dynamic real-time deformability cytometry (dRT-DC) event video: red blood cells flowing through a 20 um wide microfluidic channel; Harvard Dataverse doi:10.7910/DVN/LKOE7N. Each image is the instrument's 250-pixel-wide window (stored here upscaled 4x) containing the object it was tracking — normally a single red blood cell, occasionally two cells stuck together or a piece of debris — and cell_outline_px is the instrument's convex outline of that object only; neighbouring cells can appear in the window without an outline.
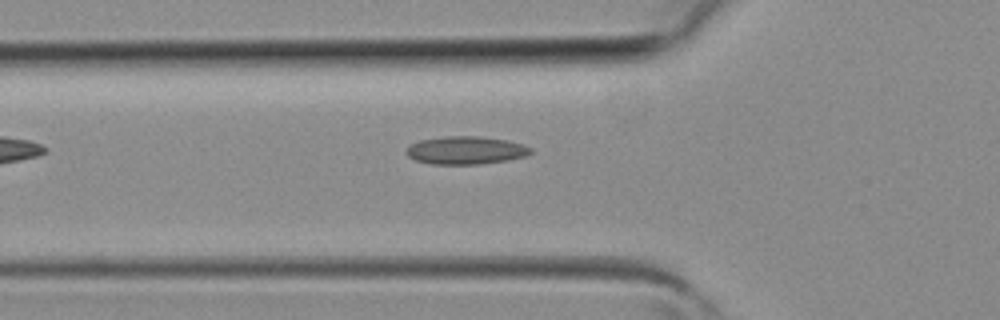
{"species": "common noctule bat (a hibernating species)", "species_latin": "Nyctalus noctula", "temperature_condition": "room temperature", "stored_images_in_passage": 4, "camera_frame_rate_fps": 3000, "um_per_image_px": 0.085, "animal": {"sex": "female", "body_mass_g": 19.3, "forearm_length_mm": 54.1}, "frame": {"image": 1, "passage_image": 4, "time_ms": 1.0, "image_size_px": [1000, 320], "cell_outline_px": [[532, 152], [524, 156], [508, 160], [480, 164], [432, 164], [416, 160], [408, 156], [404, 152], [412, 144], [420, 140], [448, 136], [480, 136], [508, 140], [524, 144], [532, 148]], "centroid_in_image_um": [39.62, 12.77], "position_along_channel_um": 86.2, "area_um2": 20.23}}